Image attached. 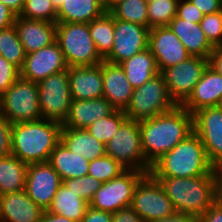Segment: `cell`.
<instances>
[{
  "label": "cell",
  "mask_w": 222,
  "mask_h": 222,
  "mask_svg": "<svg viewBox=\"0 0 222 222\" xmlns=\"http://www.w3.org/2000/svg\"><path fill=\"white\" fill-rule=\"evenodd\" d=\"M222 99V74L207 66L188 99L181 105L190 114L200 109L219 106Z\"/></svg>",
  "instance_id": "obj_18"
},
{
  "label": "cell",
  "mask_w": 222,
  "mask_h": 222,
  "mask_svg": "<svg viewBox=\"0 0 222 222\" xmlns=\"http://www.w3.org/2000/svg\"><path fill=\"white\" fill-rule=\"evenodd\" d=\"M149 28L114 18V43L105 61L120 64L148 48Z\"/></svg>",
  "instance_id": "obj_14"
},
{
  "label": "cell",
  "mask_w": 222,
  "mask_h": 222,
  "mask_svg": "<svg viewBox=\"0 0 222 222\" xmlns=\"http://www.w3.org/2000/svg\"><path fill=\"white\" fill-rule=\"evenodd\" d=\"M109 12L115 19L148 27L147 3L144 0H122Z\"/></svg>",
  "instance_id": "obj_33"
},
{
  "label": "cell",
  "mask_w": 222,
  "mask_h": 222,
  "mask_svg": "<svg viewBox=\"0 0 222 222\" xmlns=\"http://www.w3.org/2000/svg\"><path fill=\"white\" fill-rule=\"evenodd\" d=\"M4 5L11 9L17 16L23 10L25 0H0Z\"/></svg>",
  "instance_id": "obj_52"
},
{
  "label": "cell",
  "mask_w": 222,
  "mask_h": 222,
  "mask_svg": "<svg viewBox=\"0 0 222 222\" xmlns=\"http://www.w3.org/2000/svg\"><path fill=\"white\" fill-rule=\"evenodd\" d=\"M208 41L214 47L222 46V13L207 14L199 23Z\"/></svg>",
  "instance_id": "obj_39"
},
{
  "label": "cell",
  "mask_w": 222,
  "mask_h": 222,
  "mask_svg": "<svg viewBox=\"0 0 222 222\" xmlns=\"http://www.w3.org/2000/svg\"><path fill=\"white\" fill-rule=\"evenodd\" d=\"M194 4L203 14H212L219 12L221 9L222 0H189Z\"/></svg>",
  "instance_id": "obj_45"
},
{
  "label": "cell",
  "mask_w": 222,
  "mask_h": 222,
  "mask_svg": "<svg viewBox=\"0 0 222 222\" xmlns=\"http://www.w3.org/2000/svg\"><path fill=\"white\" fill-rule=\"evenodd\" d=\"M208 65L207 58L191 56L186 61L160 72L169 95L177 106H181L188 99Z\"/></svg>",
  "instance_id": "obj_12"
},
{
  "label": "cell",
  "mask_w": 222,
  "mask_h": 222,
  "mask_svg": "<svg viewBox=\"0 0 222 222\" xmlns=\"http://www.w3.org/2000/svg\"><path fill=\"white\" fill-rule=\"evenodd\" d=\"M112 222H144L138 213L127 207L113 213Z\"/></svg>",
  "instance_id": "obj_44"
},
{
  "label": "cell",
  "mask_w": 222,
  "mask_h": 222,
  "mask_svg": "<svg viewBox=\"0 0 222 222\" xmlns=\"http://www.w3.org/2000/svg\"><path fill=\"white\" fill-rule=\"evenodd\" d=\"M28 165L11 155L0 158V193L10 194L25 190Z\"/></svg>",
  "instance_id": "obj_30"
},
{
  "label": "cell",
  "mask_w": 222,
  "mask_h": 222,
  "mask_svg": "<svg viewBox=\"0 0 222 222\" xmlns=\"http://www.w3.org/2000/svg\"><path fill=\"white\" fill-rule=\"evenodd\" d=\"M113 214L88 207L81 222H112Z\"/></svg>",
  "instance_id": "obj_43"
},
{
  "label": "cell",
  "mask_w": 222,
  "mask_h": 222,
  "mask_svg": "<svg viewBox=\"0 0 222 222\" xmlns=\"http://www.w3.org/2000/svg\"><path fill=\"white\" fill-rule=\"evenodd\" d=\"M40 222H76L71 219H67L59 214H53L47 210H44L40 219Z\"/></svg>",
  "instance_id": "obj_50"
},
{
  "label": "cell",
  "mask_w": 222,
  "mask_h": 222,
  "mask_svg": "<svg viewBox=\"0 0 222 222\" xmlns=\"http://www.w3.org/2000/svg\"><path fill=\"white\" fill-rule=\"evenodd\" d=\"M126 119L124 111L115 110L111 115L93 122L86 130L98 141L106 144Z\"/></svg>",
  "instance_id": "obj_34"
},
{
  "label": "cell",
  "mask_w": 222,
  "mask_h": 222,
  "mask_svg": "<svg viewBox=\"0 0 222 222\" xmlns=\"http://www.w3.org/2000/svg\"><path fill=\"white\" fill-rule=\"evenodd\" d=\"M68 69L63 52L57 41L37 51L26 54L20 76L39 82L48 76Z\"/></svg>",
  "instance_id": "obj_17"
},
{
  "label": "cell",
  "mask_w": 222,
  "mask_h": 222,
  "mask_svg": "<svg viewBox=\"0 0 222 222\" xmlns=\"http://www.w3.org/2000/svg\"><path fill=\"white\" fill-rule=\"evenodd\" d=\"M1 202H2V195L0 193V214H1Z\"/></svg>",
  "instance_id": "obj_55"
},
{
  "label": "cell",
  "mask_w": 222,
  "mask_h": 222,
  "mask_svg": "<svg viewBox=\"0 0 222 222\" xmlns=\"http://www.w3.org/2000/svg\"><path fill=\"white\" fill-rule=\"evenodd\" d=\"M105 11H110L116 4L122 0H101Z\"/></svg>",
  "instance_id": "obj_53"
},
{
  "label": "cell",
  "mask_w": 222,
  "mask_h": 222,
  "mask_svg": "<svg viewBox=\"0 0 222 222\" xmlns=\"http://www.w3.org/2000/svg\"><path fill=\"white\" fill-rule=\"evenodd\" d=\"M193 130L201 139L209 162L215 168H222V107H206L195 112Z\"/></svg>",
  "instance_id": "obj_13"
},
{
  "label": "cell",
  "mask_w": 222,
  "mask_h": 222,
  "mask_svg": "<svg viewBox=\"0 0 222 222\" xmlns=\"http://www.w3.org/2000/svg\"><path fill=\"white\" fill-rule=\"evenodd\" d=\"M88 207L89 203L86 200L80 198L74 191L62 183L47 211L76 222H81Z\"/></svg>",
  "instance_id": "obj_29"
},
{
  "label": "cell",
  "mask_w": 222,
  "mask_h": 222,
  "mask_svg": "<svg viewBox=\"0 0 222 222\" xmlns=\"http://www.w3.org/2000/svg\"><path fill=\"white\" fill-rule=\"evenodd\" d=\"M63 183L88 203L103 184L101 181L89 175L79 178L65 179L63 180Z\"/></svg>",
  "instance_id": "obj_38"
},
{
  "label": "cell",
  "mask_w": 222,
  "mask_h": 222,
  "mask_svg": "<svg viewBox=\"0 0 222 222\" xmlns=\"http://www.w3.org/2000/svg\"><path fill=\"white\" fill-rule=\"evenodd\" d=\"M176 106L169 95L162 74L158 73L145 84L134 89L124 114L127 119L142 121L167 113Z\"/></svg>",
  "instance_id": "obj_6"
},
{
  "label": "cell",
  "mask_w": 222,
  "mask_h": 222,
  "mask_svg": "<svg viewBox=\"0 0 222 222\" xmlns=\"http://www.w3.org/2000/svg\"><path fill=\"white\" fill-rule=\"evenodd\" d=\"M61 142L71 152L88 161L105 155V144L98 141L86 129L62 128Z\"/></svg>",
  "instance_id": "obj_26"
},
{
  "label": "cell",
  "mask_w": 222,
  "mask_h": 222,
  "mask_svg": "<svg viewBox=\"0 0 222 222\" xmlns=\"http://www.w3.org/2000/svg\"><path fill=\"white\" fill-rule=\"evenodd\" d=\"M56 10H58L62 5L64 0H50Z\"/></svg>",
  "instance_id": "obj_54"
},
{
  "label": "cell",
  "mask_w": 222,
  "mask_h": 222,
  "mask_svg": "<svg viewBox=\"0 0 222 222\" xmlns=\"http://www.w3.org/2000/svg\"><path fill=\"white\" fill-rule=\"evenodd\" d=\"M42 119L63 123L71 106L68 69L38 82Z\"/></svg>",
  "instance_id": "obj_11"
},
{
  "label": "cell",
  "mask_w": 222,
  "mask_h": 222,
  "mask_svg": "<svg viewBox=\"0 0 222 222\" xmlns=\"http://www.w3.org/2000/svg\"><path fill=\"white\" fill-rule=\"evenodd\" d=\"M125 170L124 166L105 154L90 161L87 175L104 183L119 176Z\"/></svg>",
  "instance_id": "obj_36"
},
{
  "label": "cell",
  "mask_w": 222,
  "mask_h": 222,
  "mask_svg": "<svg viewBox=\"0 0 222 222\" xmlns=\"http://www.w3.org/2000/svg\"><path fill=\"white\" fill-rule=\"evenodd\" d=\"M72 100L103 97L102 62L94 66L68 67Z\"/></svg>",
  "instance_id": "obj_19"
},
{
  "label": "cell",
  "mask_w": 222,
  "mask_h": 222,
  "mask_svg": "<svg viewBox=\"0 0 222 222\" xmlns=\"http://www.w3.org/2000/svg\"><path fill=\"white\" fill-rule=\"evenodd\" d=\"M102 78L103 97L108 99L116 110L124 111L134 91L124 70L119 64L103 60Z\"/></svg>",
  "instance_id": "obj_21"
},
{
  "label": "cell",
  "mask_w": 222,
  "mask_h": 222,
  "mask_svg": "<svg viewBox=\"0 0 222 222\" xmlns=\"http://www.w3.org/2000/svg\"><path fill=\"white\" fill-rule=\"evenodd\" d=\"M216 199L215 203L222 208V168H216Z\"/></svg>",
  "instance_id": "obj_51"
},
{
  "label": "cell",
  "mask_w": 222,
  "mask_h": 222,
  "mask_svg": "<svg viewBox=\"0 0 222 222\" xmlns=\"http://www.w3.org/2000/svg\"><path fill=\"white\" fill-rule=\"evenodd\" d=\"M154 222H198V217L186 213L175 212L169 217L156 220Z\"/></svg>",
  "instance_id": "obj_48"
},
{
  "label": "cell",
  "mask_w": 222,
  "mask_h": 222,
  "mask_svg": "<svg viewBox=\"0 0 222 222\" xmlns=\"http://www.w3.org/2000/svg\"><path fill=\"white\" fill-rule=\"evenodd\" d=\"M130 207L144 222H154L176 212L171 199L150 173L145 174L137 183Z\"/></svg>",
  "instance_id": "obj_9"
},
{
  "label": "cell",
  "mask_w": 222,
  "mask_h": 222,
  "mask_svg": "<svg viewBox=\"0 0 222 222\" xmlns=\"http://www.w3.org/2000/svg\"><path fill=\"white\" fill-rule=\"evenodd\" d=\"M208 60L209 66H211L218 73L222 74V46L215 47Z\"/></svg>",
  "instance_id": "obj_49"
},
{
  "label": "cell",
  "mask_w": 222,
  "mask_h": 222,
  "mask_svg": "<svg viewBox=\"0 0 222 222\" xmlns=\"http://www.w3.org/2000/svg\"><path fill=\"white\" fill-rule=\"evenodd\" d=\"M168 26L191 56L209 59L215 47L208 41L199 23H192L175 16Z\"/></svg>",
  "instance_id": "obj_24"
},
{
  "label": "cell",
  "mask_w": 222,
  "mask_h": 222,
  "mask_svg": "<svg viewBox=\"0 0 222 222\" xmlns=\"http://www.w3.org/2000/svg\"><path fill=\"white\" fill-rule=\"evenodd\" d=\"M62 183L61 177L48 161L28 164L25 192L43 210L49 208Z\"/></svg>",
  "instance_id": "obj_15"
},
{
  "label": "cell",
  "mask_w": 222,
  "mask_h": 222,
  "mask_svg": "<svg viewBox=\"0 0 222 222\" xmlns=\"http://www.w3.org/2000/svg\"><path fill=\"white\" fill-rule=\"evenodd\" d=\"M203 14L189 0H179L177 5L176 17L183 20L192 21V23H200L204 18Z\"/></svg>",
  "instance_id": "obj_41"
},
{
  "label": "cell",
  "mask_w": 222,
  "mask_h": 222,
  "mask_svg": "<svg viewBox=\"0 0 222 222\" xmlns=\"http://www.w3.org/2000/svg\"><path fill=\"white\" fill-rule=\"evenodd\" d=\"M153 177H198L216 174L201 139L193 131L172 150L155 161L149 172Z\"/></svg>",
  "instance_id": "obj_3"
},
{
  "label": "cell",
  "mask_w": 222,
  "mask_h": 222,
  "mask_svg": "<svg viewBox=\"0 0 222 222\" xmlns=\"http://www.w3.org/2000/svg\"><path fill=\"white\" fill-rule=\"evenodd\" d=\"M91 38L99 55L104 59L112 50L114 43V17L105 11L100 17L88 23Z\"/></svg>",
  "instance_id": "obj_31"
},
{
  "label": "cell",
  "mask_w": 222,
  "mask_h": 222,
  "mask_svg": "<svg viewBox=\"0 0 222 222\" xmlns=\"http://www.w3.org/2000/svg\"><path fill=\"white\" fill-rule=\"evenodd\" d=\"M12 124L0 113V158L11 155Z\"/></svg>",
  "instance_id": "obj_42"
},
{
  "label": "cell",
  "mask_w": 222,
  "mask_h": 222,
  "mask_svg": "<svg viewBox=\"0 0 222 222\" xmlns=\"http://www.w3.org/2000/svg\"><path fill=\"white\" fill-rule=\"evenodd\" d=\"M179 0H155L147 4L148 28L168 26L176 16Z\"/></svg>",
  "instance_id": "obj_35"
},
{
  "label": "cell",
  "mask_w": 222,
  "mask_h": 222,
  "mask_svg": "<svg viewBox=\"0 0 222 222\" xmlns=\"http://www.w3.org/2000/svg\"><path fill=\"white\" fill-rule=\"evenodd\" d=\"M17 15L0 1V30L12 26Z\"/></svg>",
  "instance_id": "obj_47"
},
{
  "label": "cell",
  "mask_w": 222,
  "mask_h": 222,
  "mask_svg": "<svg viewBox=\"0 0 222 222\" xmlns=\"http://www.w3.org/2000/svg\"><path fill=\"white\" fill-rule=\"evenodd\" d=\"M132 87L138 88L156 74L160 73L156 60L149 48L135 54L119 64Z\"/></svg>",
  "instance_id": "obj_28"
},
{
  "label": "cell",
  "mask_w": 222,
  "mask_h": 222,
  "mask_svg": "<svg viewBox=\"0 0 222 222\" xmlns=\"http://www.w3.org/2000/svg\"><path fill=\"white\" fill-rule=\"evenodd\" d=\"M145 172L126 169L114 179L104 182L89 202V206L110 213L130 207L134 189Z\"/></svg>",
  "instance_id": "obj_10"
},
{
  "label": "cell",
  "mask_w": 222,
  "mask_h": 222,
  "mask_svg": "<svg viewBox=\"0 0 222 222\" xmlns=\"http://www.w3.org/2000/svg\"><path fill=\"white\" fill-rule=\"evenodd\" d=\"M62 124L41 119L12 125L11 154L28 164L46 162L61 141Z\"/></svg>",
  "instance_id": "obj_2"
},
{
  "label": "cell",
  "mask_w": 222,
  "mask_h": 222,
  "mask_svg": "<svg viewBox=\"0 0 222 222\" xmlns=\"http://www.w3.org/2000/svg\"><path fill=\"white\" fill-rule=\"evenodd\" d=\"M48 162L61 177L65 179L84 177L88 173L90 161L71 152L61 141L51 152Z\"/></svg>",
  "instance_id": "obj_25"
},
{
  "label": "cell",
  "mask_w": 222,
  "mask_h": 222,
  "mask_svg": "<svg viewBox=\"0 0 222 222\" xmlns=\"http://www.w3.org/2000/svg\"><path fill=\"white\" fill-rule=\"evenodd\" d=\"M148 48L156 60L159 72L191 57L169 26L149 30Z\"/></svg>",
  "instance_id": "obj_16"
},
{
  "label": "cell",
  "mask_w": 222,
  "mask_h": 222,
  "mask_svg": "<svg viewBox=\"0 0 222 222\" xmlns=\"http://www.w3.org/2000/svg\"><path fill=\"white\" fill-rule=\"evenodd\" d=\"M105 154L126 169L140 170L146 174L150 172L151 166L146 162L142 150L139 121L126 119L105 144Z\"/></svg>",
  "instance_id": "obj_8"
},
{
  "label": "cell",
  "mask_w": 222,
  "mask_h": 222,
  "mask_svg": "<svg viewBox=\"0 0 222 222\" xmlns=\"http://www.w3.org/2000/svg\"><path fill=\"white\" fill-rule=\"evenodd\" d=\"M104 12L101 0H64L57 10V22L88 24Z\"/></svg>",
  "instance_id": "obj_27"
},
{
  "label": "cell",
  "mask_w": 222,
  "mask_h": 222,
  "mask_svg": "<svg viewBox=\"0 0 222 222\" xmlns=\"http://www.w3.org/2000/svg\"><path fill=\"white\" fill-rule=\"evenodd\" d=\"M0 56L19 70L24 65L26 52L19 40L15 25L0 30Z\"/></svg>",
  "instance_id": "obj_32"
},
{
  "label": "cell",
  "mask_w": 222,
  "mask_h": 222,
  "mask_svg": "<svg viewBox=\"0 0 222 222\" xmlns=\"http://www.w3.org/2000/svg\"><path fill=\"white\" fill-rule=\"evenodd\" d=\"M19 16L57 23V10L50 0H25L23 10Z\"/></svg>",
  "instance_id": "obj_37"
},
{
  "label": "cell",
  "mask_w": 222,
  "mask_h": 222,
  "mask_svg": "<svg viewBox=\"0 0 222 222\" xmlns=\"http://www.w3.org/2000/svg\"><path fill=\"white\" fill-rule=\"evenodd\" d=\"M0 113L12 125L41 120L38 83L20 76L0 96Z\"/></svg>",
  "instance_id": "obj_7"
},
{
  "label": "cell",
  "mask_w": 222,
  "mask_h": 222,
  "mask_svg": "<svg viewBox=\"0 0 222 222\" xmlns=\"http://www.w3.org/2000/svg\"><path fill=\"white\" fill-rule=\"evenodd\" d=\"M43 211L25 190L4 194L0 222H40Z\"/></svg>",
  "instance_id": "obj_23"
},
{
  "label": "cell",
  "mask_w": 222,
  "mask_h": 222,
  "mask_svg": "<svg viewBox=\"0 0 222 222\" xmlns=\"http://www.w3.org/2000/svg\"><path fill=\"white\" fill-rule=\"evenodd\" d=\"M198 222H222V208L214 203L205 213L198 217Z\"/></svg>",
  "instance_id": "obj_46"
},
{
  "label": "cell",
  "mask_w": 222,
  "mask_h": 222,
  "mask_svg": "<svg viewBox=\"0 0 222 222\" xmlns=\"http://www.w3.org/2000/svg\"><path fill=\"white\" fill-rule=\"evenodd\" d=\"M139 126L142 150L150 166L194 131L193 115L182 106L139 121Z\"/></svg>",
  "instance_id": "obj_1"
},
{
  "label": "cell",
  "mask_w": 222,
  "mask_h": 222,
  "mask_svg": "<svg viewBox=\"0 0 222 222\" xmlns=\"http://www.w3.org/2000/svg\"><path fill=\"white\" fill-rule=\"evenodd\" d=\"M56 41L68 67L94 66L104 59L99 55L87 23H56Z\"/></svg>",
  "instance_id": "obj_5"
},
{
  "label": "cell",
  "mask_w": 222,
  "mask_h": 222,
  "mask_svg": "<svg viewBox=\"0 0 222 222\" xmlns=\"http://www.w3.org/2000/svg\"><path fill=\"white\" fill-rule=\"evenodd\" d=\"M14 25L26 54L56 41V23L17 16Z\"/></svg>",
  "instance_id": "obj_22"
},
{
  "label": "cell",
  "mask_w": 222,
  "mask_h": 222,
  "mask_svg": "<svg viewBox=\"0 0 222 222\" xmlns=\"http://www.w3.org/2000/svg\"><path fill=\"white\" fill-rule=\"evenodd\" d=\"M144 1L148 4V3L154 2L155 0H144Z\"/></svg>",
  "instance_id": "obj_56"
},
{
  "label": "cell",
  "mask_w": 222,
  "mask_h": 222,
  "mask_svg": "<svg viewBox=\"0 0 222 222\" xmlns=\"http://www.w3.org/2000/svg\"><path fill=\"white\" fill-rule=\"evenodd\" d=\"M116 109L105 97L86 100H72L62 128L86 129L96 120L111 115Z\"/></svg>",
  "instance_id": "obj_20"
},
{
  "label": "cell",
  "mask_w": 222,
  "mask_h": 222,
  "mask_svg": "<svg viewBox=\"0 0 222 222\" xmlns=\"http://www.w3.org/2000/svg\"><path fill=\"white\" fill-rule=\"evenodd\" d=\"M20 77V70L0 56V96Z\"/></svg>",
  "instance_id": "obj_40"
},
{
  "label": "cell",
  "mask_w": 222,
  "mask_h": 222,
  "mask_svg": "<svg viewBox=\"0 0 222 222\" xmlns=\"http://www.w3.org/2000/svg\"><path fill=\"white\" fill-rule=\"evenodd\" d=\"M216 174L198 177H154L177 212L200 217L216 199Z\"/></svg>",
  "instance_id": "obj_4"
}]
</instances>
